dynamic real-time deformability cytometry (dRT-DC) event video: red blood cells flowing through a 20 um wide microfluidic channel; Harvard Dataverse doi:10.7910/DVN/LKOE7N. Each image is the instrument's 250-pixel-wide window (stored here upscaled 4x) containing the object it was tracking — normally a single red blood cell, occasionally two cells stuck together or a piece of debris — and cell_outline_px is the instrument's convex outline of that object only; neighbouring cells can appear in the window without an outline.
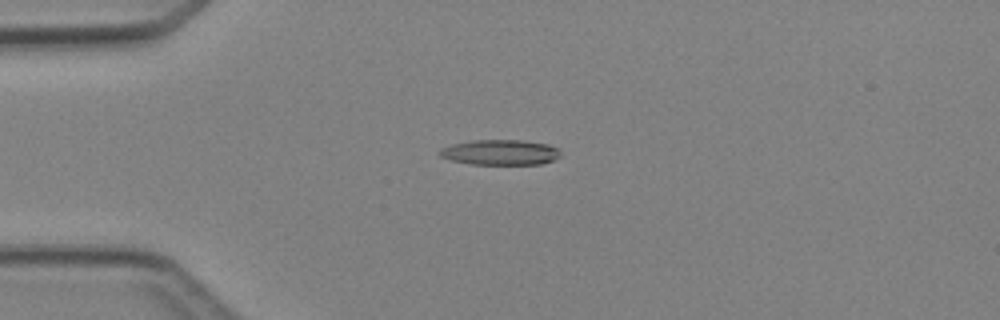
{"species": "Egyptian fruit bat (a non-hibernating species)", "species_latin": "Rousettus aegyptiacus", "temperature_condition": "cold", "stored_images_in_passage": 3, "camera_frame_rate_fps": 3000, "um_per_image_px": 0.085, "animal": {"sex": "female"}, "frame": {"image": 1, "passage_image": 3, "time_ms": 2.333, "image_size_px": [1000, 320], "cell_outline_px": [[560, 156], [552, 160], [540, 164], [472, 164], [452, 160], [440, 156], [440, 148], [452, 144], [472, 140], [524, 140], [548, 144], [560, 148]], "centroid_in_image_um": [42.55, 12.94], "position_along_channel_um": 42.4, "area_um2": 17.8}}